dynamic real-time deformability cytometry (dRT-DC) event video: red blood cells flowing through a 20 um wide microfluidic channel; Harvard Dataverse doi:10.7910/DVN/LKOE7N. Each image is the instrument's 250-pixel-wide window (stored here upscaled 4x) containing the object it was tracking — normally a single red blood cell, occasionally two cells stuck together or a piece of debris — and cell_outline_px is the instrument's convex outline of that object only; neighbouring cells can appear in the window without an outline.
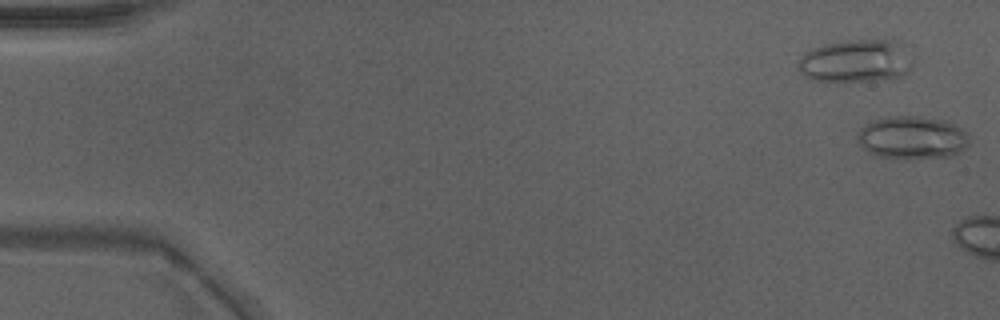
{"species": "Egyptian fruit bat (a non-hibernating species)", "species_latin": "Rousettus aegyptiacus", "temperature_condition": "warm", "stored_images_in_passage": 3, "camera_frame_rate_fps": 3000, "um_per_image_px": 0.085, "animal": {"sex": "male"}, "frame": {"image": 1, "passage_image": 3, "time_ms": 0.667, "image_size_px": [1000, 320], "cell_outline_px": [[968, 144], [960, 152], [952, 156], [912, 160], [892, 160], [868, 152], [856, 140], [856, 132], [864, 124], [872, 120], [888, 116], [920, 116], [944, 120], [968, 132]], "centroid_in_image_um": [77.49, 11.72], "position_along_channel_um": 7.5, "area_um2": 28.73}}